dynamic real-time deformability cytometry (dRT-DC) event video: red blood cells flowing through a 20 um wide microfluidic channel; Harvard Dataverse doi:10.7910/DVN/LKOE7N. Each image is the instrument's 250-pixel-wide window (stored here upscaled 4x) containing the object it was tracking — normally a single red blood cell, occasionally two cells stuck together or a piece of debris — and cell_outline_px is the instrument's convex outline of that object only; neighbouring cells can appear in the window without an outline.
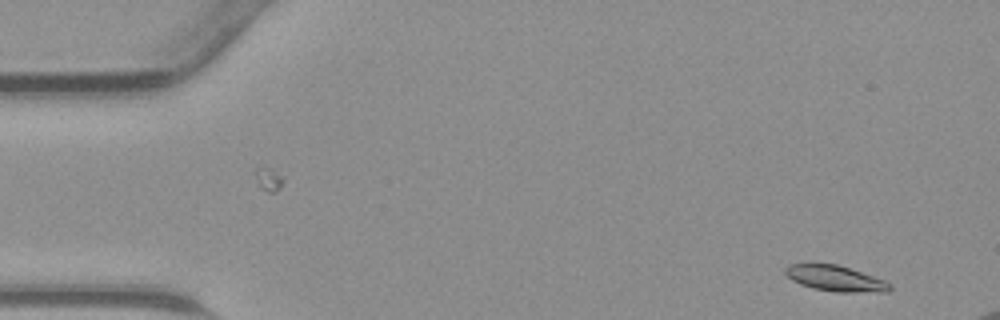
{"species": "common noctule bat (a hibernating species)", "species_latin": "Nyctalus noctula", "temperature_condition": "warm", "stored_images_in_passage": 13, "camera_frame_rate_fps": 3000, "um_per_image_px": 0.085, "animal": {"sex": "male", "body_mass_g": 23.1, "forearm_length_mm": 52.7}, "frame": {"image": 1, "passage_image": 3, "time_ms": 0.667, "image_size_px": [1000, 320], "cell_outline_px": [[892, 288], [888, 292], [836, 292], [812, 288], [800, 284], [792, 280], [784, 272], [784, 268], [788, 264], [836, 264], [884, 280], [892, 284]], "centroid_in_image_um": [71.0, 23.68], "position_along_channel_um": 14.0, "area_um2": 15.55}}